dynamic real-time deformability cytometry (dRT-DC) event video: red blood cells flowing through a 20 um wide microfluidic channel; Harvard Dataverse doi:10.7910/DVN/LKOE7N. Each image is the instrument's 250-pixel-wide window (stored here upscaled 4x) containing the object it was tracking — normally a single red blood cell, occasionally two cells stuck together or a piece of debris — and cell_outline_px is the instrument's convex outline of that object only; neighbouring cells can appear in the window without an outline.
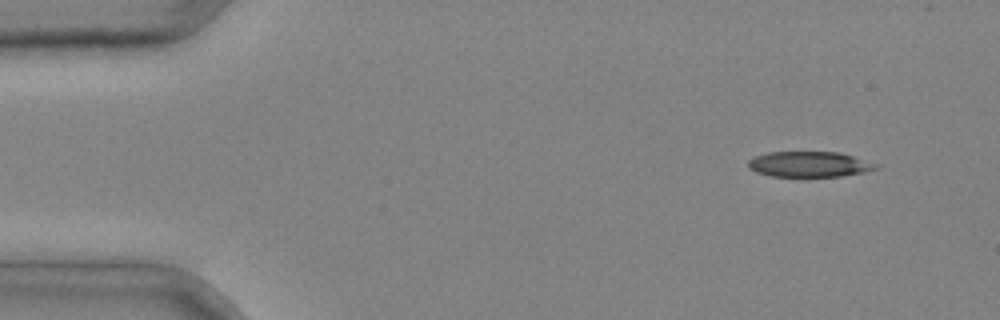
{"species": "common noctule bat (a hibernating species)", "species_latin": "Nyctalus noctula", "temperature_condition": "cold", "stored_images_in_passage": 4, "camera_frame_rate_fps": 3000, "um_per_image_px": 0.085, "animal": {"sex": "male", "body_mass_g": 20.4}, "frame": {"image": 1, "passage_image": 1, "time_ms": 0.0, "image_size_px": [1000, 320], "cell_outline_px": [[880, 168], [864, 172], [840, 176], [772, 176], [756, 172], [748, 168], [748, 160], [756, 156], [768, 152], [840, 152], [880, 164]], "centroid_in_image_um": [68.82, 13.96], "position_along_channel_um": 16.2, "area_um2": 19.02}}
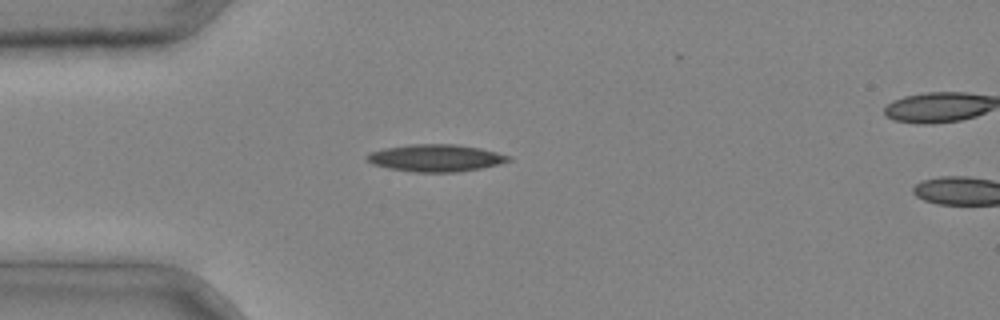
{"frame": {"image": 2, "passage_image": 3, "time_ms": 0.667, "image_size_px": [1000, 320], "cell_outline_px": [[512, 160], [500, 164], [480, 168], [456, 172], [412, 172], [388, 168], [372, 164], [364, 156], [368, 152], [384, 148], [412, 144], [456, 144], [480, 148], [512, 156]], "centroid_in_image_um": [37.03, 13.42], "position_along_channel_um": 48.0, "area_um2": 22.54}}